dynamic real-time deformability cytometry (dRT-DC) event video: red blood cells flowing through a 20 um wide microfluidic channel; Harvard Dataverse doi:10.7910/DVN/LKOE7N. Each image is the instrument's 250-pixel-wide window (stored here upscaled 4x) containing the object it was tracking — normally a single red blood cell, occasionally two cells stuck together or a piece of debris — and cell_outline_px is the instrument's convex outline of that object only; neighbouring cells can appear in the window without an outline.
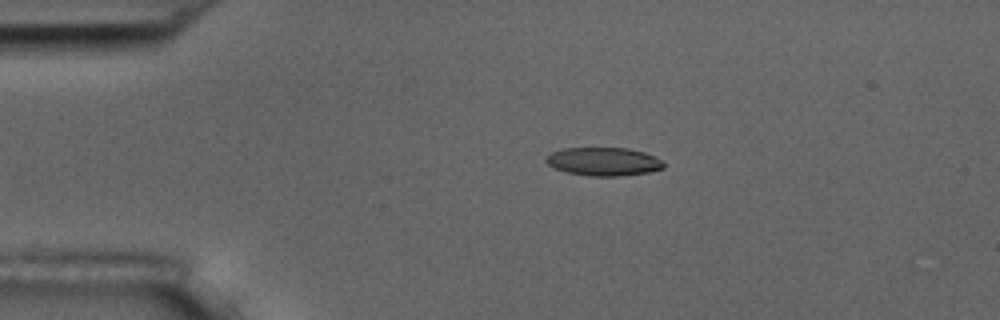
{"species": "common noctule bat (a hibernating species)", "species_latin": "Nyctalus noctula", "temperature_condition": "room temperature", "stored_images_in_passage": 4, "camera_frame_rate_fps": 3000, "um_per_image_px": 0.085, "animal": {"sex": "male", "body_mass_g": 17.5, "forearm_length_mm": 52.3}, "frame": {"image": 1, "passage_image": 1, "time_ms": 0.0, "image_size_px": [1000, 320], "cell_outline_px": [[664, 168], [648, 172], [620, 176], [588, 176], [568, 172], [556, 168], [548, 164], [544, 160], [552, 152], [564, 148], [628, 148], [644, 152], [660, 160], [664, 164]], "centroid_in_image_um": [51.3, 13.73], "position_along_channel_um": 33.7, "area_um2": 19.19}}
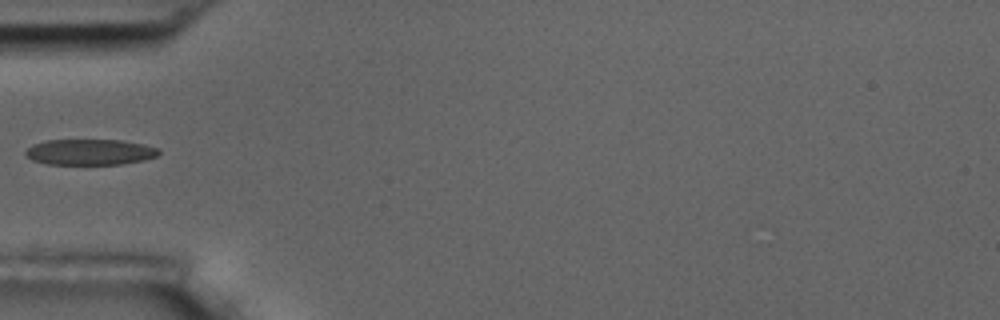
{"frame": {"image": 2, "passage_image": 3, "time_ms": 2.333, "image_size_px": [1000, 320], "cell_outline_px": [[160, 152], [156, 156], [144, 160], [120, 164], [48, 164], [32, 160], [24, 152], [32, 144], [44, 140], [120, 140], [144, 144], [156, 148]], "centroid_in_image_um": [7.62, 12.92], "position_along_channel_um": 77.4, "area_um2": 19.94}}